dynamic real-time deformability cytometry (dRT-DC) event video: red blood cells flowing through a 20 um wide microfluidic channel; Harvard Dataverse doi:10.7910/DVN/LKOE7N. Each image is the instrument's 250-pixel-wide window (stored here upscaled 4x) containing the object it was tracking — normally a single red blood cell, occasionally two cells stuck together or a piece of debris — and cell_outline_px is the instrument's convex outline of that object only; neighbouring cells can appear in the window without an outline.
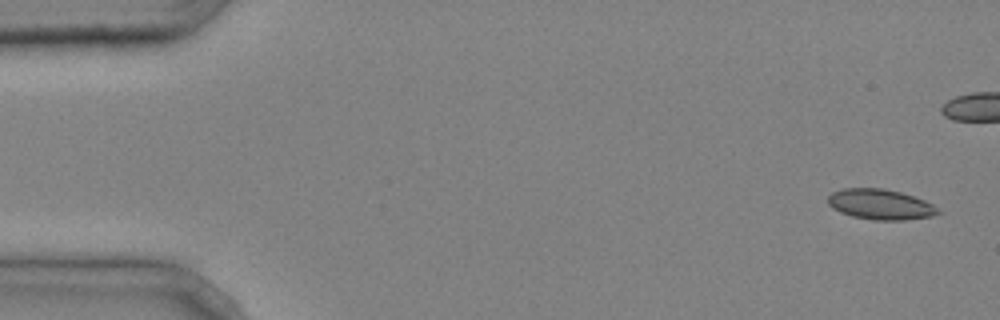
{"species": "common noctule bat (a hibernating species)", "species_latin": "Nyctalus noctula", "temperature_condition": "cold", "stored_images_in_passage": 4, "camera_frame_rate_fps": 3000, "um_per_image_px": 0.085, "animal": {"sex": "male", "body_mass_g": 20.4}, "frame": {"image": 1, "passage_image": 1, "time_ms": 0.0, "image_size_px": [1000, 320], "cell_outline_px": [[944, 212], [932, 216], [904, 220], [872, 220], [852, 216], [840, 212], [832, 208], [828, 204], [828, 196], [832, 192], [844, 188], [884, 188], [900, 192], [924, 200], [932, 204]], "centroid_in_image_um": [74.84, 17.38], "position_along_channel_um": 10.2, "area_um2": 19.59}}
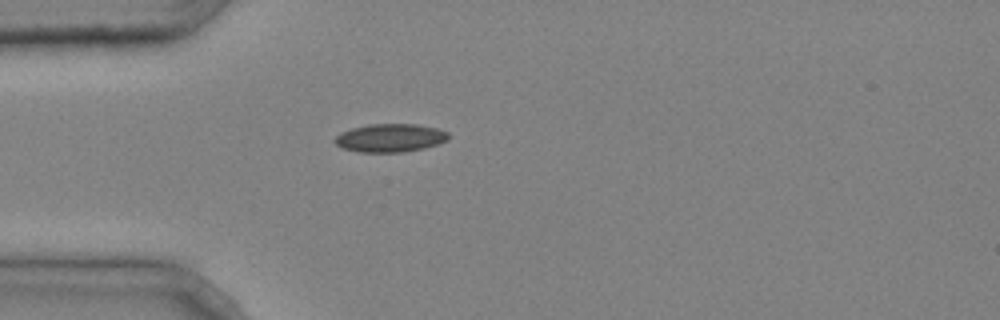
{"frame": {"image": 2, "passage_image": 4, "time_ms": 1.0, "image_size_px": [1000, 320], "cell_outline_px": [[448, 140], [440, 144], [424, 148], [404, 152], [360, 152], [344, 148], [336, 144], [332, 140], [340, 132], [352, 128], [368, 124], [416, 124], [436, 128], [448, 132]], "centroid_in_image_um": [33.17, 11.72], "position_along_channel_um": 51.8, "area_um2": 18.79}}